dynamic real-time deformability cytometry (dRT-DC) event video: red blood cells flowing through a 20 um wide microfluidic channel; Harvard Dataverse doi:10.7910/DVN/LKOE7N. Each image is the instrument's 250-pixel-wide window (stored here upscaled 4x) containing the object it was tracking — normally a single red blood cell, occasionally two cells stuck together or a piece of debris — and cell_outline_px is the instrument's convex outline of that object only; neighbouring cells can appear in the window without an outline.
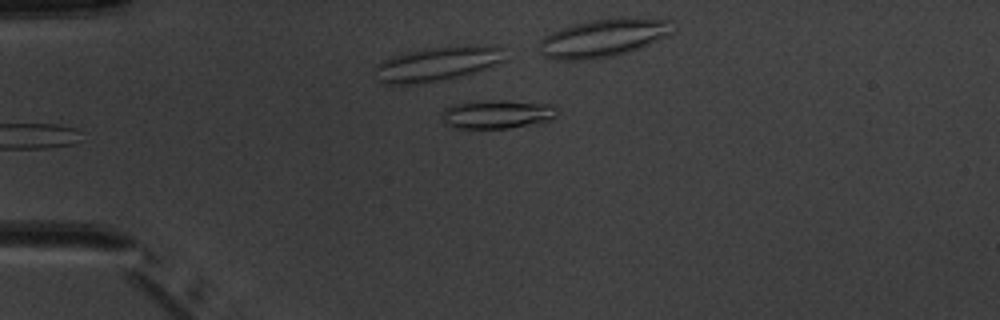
{"species": "common noctule bat (a hibernating species)", "species_latin": "Nyctalus noctula", "temperature_condition": "warm", "stored_images_in_passage": 6, "camera_frame_rate_fps": 3000, "um_per_image_px": 0.085, "animal": {"sex": "male", "body_mass_g": 20.1, "forearm_length_mm": 53.5}, "frame": {"image": 1, "passage_image": 6, "time_ms": 5.667, "image_size_px": [1000, 320], "cell_outline_px": [[556, 116], [552, 120], [540, 124], [508, 128], [468, 132], [444, 124], [440, 112], [444, 108], [452, 104], [484, 100], [504, 100], [552, 104], [556, 108]], "centroid_in_image_um": [42.19, 9.75], "position_along_channel_um": 42.8, "area_um2": 20.52}}